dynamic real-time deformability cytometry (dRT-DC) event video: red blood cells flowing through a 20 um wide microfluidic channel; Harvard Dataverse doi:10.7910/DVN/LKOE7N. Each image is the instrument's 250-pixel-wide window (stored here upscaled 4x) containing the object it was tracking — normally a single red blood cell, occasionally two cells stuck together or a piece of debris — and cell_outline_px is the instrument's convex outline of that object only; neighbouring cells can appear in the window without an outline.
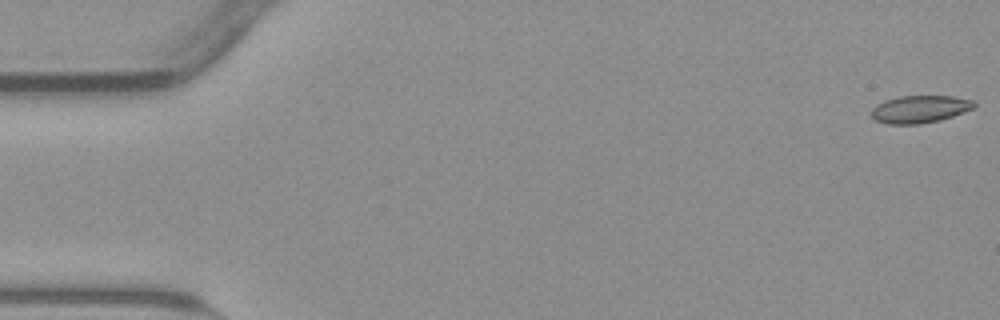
{"species": "common noctule bat (a hibernating species)", "species_latin": "Nyctalus noctula", "temperature_condition": "warm", "stored_images_in_passage": 54, "camera_frame_rate_fps": 3000, "um_per_image_px": 0.085, "animal": {"sex": "male", "body_mass_g": 23.1, "forearm_length_mm": 52.7}, "frame": {"image": 1, "passage_image": 1, "time_ms": 0.0, "image_size_px": [1000, 320], "cell_outline_px": [[976, 108], [940, 120], [920, 124], [888, 124], [876, 120], [872, 116], [872, 108], [876, 104], [884, 100], [900, 96], [952, 96], [976, 100]], "centroid_in_image_um": [78.22, 9.27], "position_along_channel_um": 6.8, "area_um2": 16.59}}
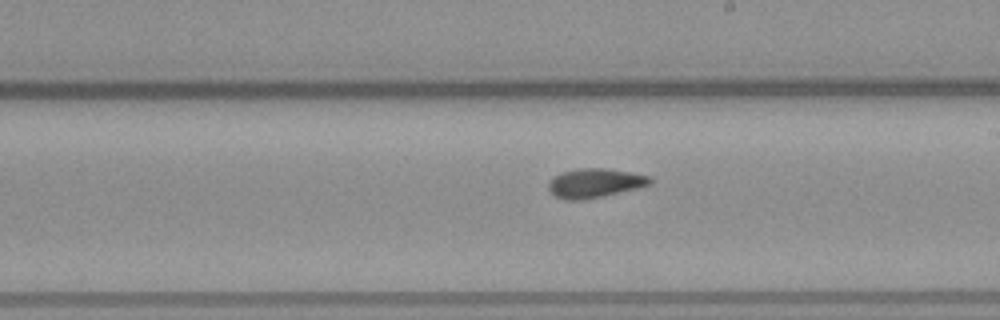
{"frame": {"image": 2, "passage_image": 31, "time_ms": 10.0, "image_size_px": [1000, 320], "cell_outline_px": [[652, 184], [636, 188], [600, 196], [580, 200], [564, 200], [556, 196], [548, 188], [548, 184], [556, 176], [564, 172], [580, 168], [604, 168], [628, 172], [648, 176], [652, 180]], "centroid_in_image_um": [50.56, 15.56], "position_along_channel_um": 238.4, "area_um2": 16.7}}
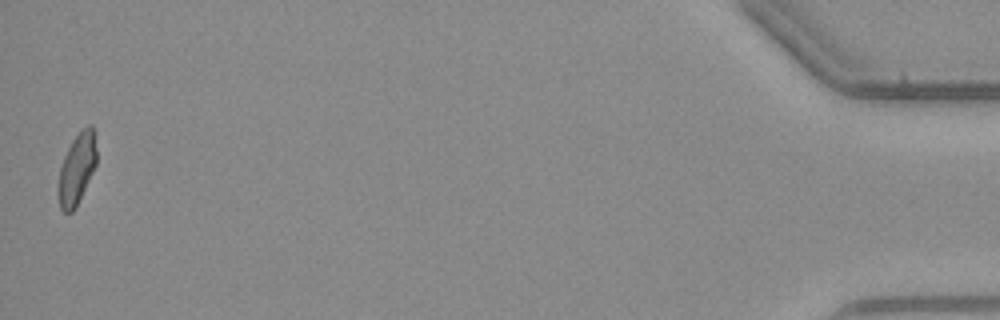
{"frame": {"image": 3, "passage_image": 54, "time_ms": 17.667, "image_size_px": [1000, 320], "cell_outline_px": [[96, 164], [76, 208], [72, 212], [64, 212], [60, 208], [60, 168], [64, 156], [72, 140], [88, 124], [92, 124], [96, 148]], "centroid_in_image_um": [6.56, 14.33], "position_along_channel_um": 428.6, "area_um2": 15.26}, "authors_computed_cell_mechanics": {"area_um2": 16.6175, "velocity_mm_per_s": 3.8213, "shape_relaxation_time_tau1_ms": null, "shape_relaxation_time_tau2_ms": 2.3335, "deformation_change_tau1": null, "deformation_change_tau2": 0.0795}}